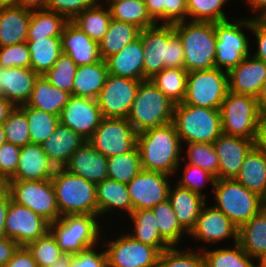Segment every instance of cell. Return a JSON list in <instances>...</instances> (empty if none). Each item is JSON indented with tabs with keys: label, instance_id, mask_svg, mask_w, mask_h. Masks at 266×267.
Segmentation results:
<instances>
[{
	"label": "cell",
	"instance_id": "56",
	"mask_svg": "<svg viewBox=\"0 0 266 267\" xmlns=\"http://www.w3.org/2000/svg\"><path fill=\"white\" fill-rule=\"evenodd\" d=\"M96 246L72 255L69 267H108L105 250L97 252Z\"/></svg>",
	"mask_w": 266,
	"mask_h": 267
},
{
	"label": "cell",
	"instance_id": "35",
	"mask_svg": "<svg viewBox=\"0 0 266 267\" xmlns=\"http://www.w3.org/2000/svg\"><path fill=\"white\" fill-rule=\"evenodd\" d=\"M30 50V68L38 75H44L58 60L61 51V36L27 38Z\"/></svg>",
	"mask_w": 266,
	"mask_h": 267
},
{
	"label": "cell",
	"instance_id": "11",
	"mask_svg": "<svg viewBox=\"0 0 266 267\" xmlns=\"http://www.w3.org/2000/svg\"><path fill=\"white\" fill-rule=\"evenodd\" d=\"M228 92L227 71L212 68L188 72L183 104L220 109Z\"/></svg>",
	"mask_w": 266,
	"mask_h": 267
},
{
	"label": "cell",
	"instance_id": "72",
	"mask_svg": "<svg viewBox=\"0 0 266 267\" xmlns=\"http://www.w3.org/2000/svg\"><path fill=\"white\" fill-rule=\"evenodd\" d=\"M266 25V13L259 18Z\"/></svg>",
	"mask_w": 266,
	"mask_h": 267
},
{
	"label": "cell",
	"instance_id": "61",
	"mask_svg": "<svg viewBox=\"0 0 266 267\" xmlns=\"http://www.w3.org/2000/svg\"><path fill=\"white\" fill-rule=\"evenodd\" d=\"M19 245L8 237L0 238V267H4L13 257Z\"/></svg>",
	"mask_w": 266,
	"mask_h": 267
},
{
	"label": "cell",
	"instance_id": "27",
	"mask_svg": "<svg viewBox=\"0 0 266 267\" xmlns=\"http://www.w3.org/2000/svg\"><path fill=\"white\" fill-rule=\"evenodd\" d=\"M85 142L78 133L59 122L54 134L42 144V148L56 168H64L71 155Z\"/></svg>",
	"mask_w": 266,
	"mask_h": 267
},
{
	"label": "cell",
	"instance_id": "60",
	"mask_svg": "<svg viewBox=\"0 0 266 267\" xmlns=\"http://www.w3.org/2000/svg\"><path fill=\"white\" fill-rule=\"evenodd\" d=\"M4 267H38L26 246H19Z\"/></svg>",
	"mask_w": 266,
	"mask_h": 267
},
{
	"label": "cell",
	"instance_id": "69",
	"mask_svg": "<svg viewBox=\"0 0 266 267\" xmlns=\"http://www.w3.org/2000/svg\"><path fill=\"white\" fill-rule=\"evenodd\" d=\"M256 99L260 112H266V82L263 84Z\"/></svg>",
	"mask_w": 266,
	"mask_h": 267
},
{
	"label": "cell",
	"instance_id": "51",
	"mask_svg": "<svg viewBox=\"0 0 266 267\" xmlns=\"http://www.w3.org/2000/svg\"><path fill=\"white\" fill-rule=\"evenodd\" d=\"M157 267H205L201 250L198 252L170 247L161 252Z\"/></svg>",
	"mask_w": 266,
	"mask_h": 267
},
{
	"label": "cell",
	"instance_id": "43",
	"mask_svg": "<svg viewBox=\"0 0 266 267\" xmlns=\"http://www.w3.org/2000/svg\"><path fill=\"white\" fill-rule=\"evenodd\" d=\"M68 20L61 14L47 9L33 10L27 38L61 36Z\"/></svg>",
	"mask_w": 266,
	"mask_h": 267
},
{
	"label": "cell",
	"instance_id": "1",
	"mask_svg": "<svg viewBox=\"0 0 266 267\" xmlns=\"http://www.w3.org/2000/svg\"><path fill=\"white\" fill-rule=\"evenodd\" d=\"M181 140L173 123L139 132L137 147L141 168L172 176L181 164ZM173 173V174H172Z\"/></svg>",
	"mask_w": 266,
	"mask_h": 267
},
{
	"label": "cell",
	"instance_id": "54",
	"mask_svg": "<svg viewBox=\"0 0 266 267\" xmlns=\"http://www.w3.org/2000/svg\"><path fill=\"white\" fill-rule=\"evenodd\" d=\"M99 0H47L46 9L63 15L72 21L81 11L96 6Z\"/></svg>",
	"mask_w": 266,
	"mask_h": 267
},
{
	"label": "cell",
	"instance_id": "24",
	"mask_svg": "<svg viewBox=\"0 0 266 267\" xmlns=\"http://www.w3.org/2000/svg\"><path fill=\"white\" fill-rule=\"evenodd\" d=\"M39 75L31 68L0 67V95L9 100L15 107L25 105Z\"/></svg>",
	"mask_w": 266,
	"mask_h": 267
},
{
	"label": "cell",
	"instance_id": "14",
	"mask_svg": "<svg viewBox=\"0 0 266 267\" xmlns=\"http://www.w3.org/2000/svg\"><path fill=\"white\" fill-rule=\"evenodd\" d=\"M141 82L109 73L96 99L102 116L127 118Z\"/></svg>",
	"mask_w": 266,
	"mask_h": 267
},
{
	"label": "cell",
	"instance_id": "5",
	"mask_svg": "<svg viewBox=\"0 0 266 267\" xmlns=\"http://www.w3.org/2000/svg\"><path fill=\"white\" fill-rule=\"evenodd\" d=\"M182 142L212 144L221 134L219 109L175 104L173 121Z\"/></svg>",
	"mask_w": 266,
	"mask_h": 267
},
{
	"label": "cell",
	"instance_id": "67",
	"mask_svg": "<svg viewBox=\"0 0 266 267\" xmlns=\"http://www.w3.org/2000/svg\"><path fill=\"white\" fill-rule=\"evenodd\" d=\"M246 2L247 4H249L251 10L253 11V14L257 12V16L255 14V16L252 17L253 19H258L266 13V0H246Z\"/></svg>",
	"mask_w": 266,
	"mask_h": 267
},
{
	"label": "cell",
	"instance_id": "42",
	"mask_svg": "<svg viewBox=\"0 0 266 267\" xmlns=\"http://www.w3.org/2000/svg\"><path fill=\"white\" fill-rule=\"evenodd\" d=\"M152 211L156 218L159 234L170 247H176L184 234L189 235L179 224L168 199L155 205Z\"/></svg>",
	"mask_w": 266,
	"mask_h": 267
},
{
	"label": "cell",
	"instance_id": "64",
	"mask_svg": "<svg viewBox=\"0 0 266 267\" xmlns=\"http://www.w3.org/2000/svg\"><path fill=\"white\" fill-rule=\"evenodd\" d=\"M148 14L158 24H164V0H144Z\"/></svg>",
	"mask_w": 266,
	"mask_h": 267
},
{
	"label": "cell",
	"instance_id": "49",
	"mask_svg": "<svg viewBox=\"0 0 266 267\" xmlns=\"http://www.w3.org/2000/svg\"><path fill=\"white\" fill-rule=\"evenodd\" d=\"M77 65L65 53H61L52 68L44 74L51 85L73 95V80Z\"/></svg>",
	"mask_w": 266,
	"mask_h": 267
},
{
	"label": "cell",
	"instance_id": "28",
	"mask_svg": "<svg viewBox=\"0 0 266 267\" xmlns=\"http://www.w3.org/2000/svg\"><path fill=\"white\" fill-rule=\"evenodd\" d=\"M205 199L206 197L177 184L174 189L169 188L168 200L174 209L179 224L188 234L196 225L197 218L206 204Z\"/></svg>",
	"mask_w": 266,
	"mask_h": 267
},
{
	"label": "cell",
	"instance_id": "47",
	"mask_svg": "<svg viewBox=\"0 0 266 267\" xmlns=\"http://www.w3.org/2000/svg\"><path fill=\"white\" fill-rule=\"evenodd\" d=\"M38 267L52 266L62 255L55 236L49 230L44 236L26 245Z\"/></svg>",
	"mask_w": 266,
	"mask_h": 267
},
{
	"label": "cell",
	"instance_id": "36",
	"mask_svg": "<svg viewBox=\"0 0 266 267\" xmlns=\"http://www.w3.org/2000/svg\"><path fill=\"white\" fill-rule=\"evenodd\" d=\"M141 29L137 26L111 18L109 27L103 39L99 42V52L105 61L117 54L126 45L140 37Z\"/></svg>",
	"mask_w": 266,
	"mask_h": 267
},
{
	"label": "cell",
	"instance_id": "71",
	"mask_svg": "<svg viewBox=\"0 0 266 267\" xmlns=\"http://www.w3.org/2000/svg\"><path fill=\"white\" fill-rule=\"evenodd\" d=\"M6 142L3 125H0V147Z\"/></svg>",
	"mask_w": 266,
	"mask_h": 267
},
{
	"label": "cell",
	"instance_id": "68",
	"mask_svg": "<svg viewBox=\"0 0 266 267\" xmlns=\"http://www.w3.org/2000/svg\"><path fill=\"white\" fill-rule=\"evenodd\" d=\"M72 255V253L63 252L59 259L50 267H69Z\"/></svg>",
	"mask_w": 266,
	"mask_h": 267
},
{
	"label": "cell",
	"instance_id": "7",
	"mask_svg": "<svg viewBox=\"0 0 266 267\" xmlns=\"http://www.w3.org/2000/svg\"><path fill=\"white\" fill-rule=\"evenodd\" d=\"M98 217L92 214L63 215L50 223V231L64 253L77 254L87 248L98 246L96 244L101 238Z\"/></svg>",
	"mask_w": 266,
	"mask_h": 267
},
{
	"label": "cell",
	"instance_id": "39",
	"mask_svg": "<svg viewBox=\"0 0 266 267\" xmlns=\"http://www.w3.org/2000/svg\"><path fill=\"white\" fill-rule=\"evenodd\" d=\"M103 5L104 3L102 5L99 3L94 7L84 9L72 20L74 24L97 43L103 39L111 20L108 6L104 8Z\"/></svg>",
	"mask_w": 266,
	"mask_h": 267
},
{
	"label": "cell",
	"instance_id": "59",
	"mask_svg": "<svg viewBox=\"0 0 266 267\" xmlns=\"http://www.w3.org/2000/svg\"><path fill=\"white\" fill-rule=\"evenodd\" d=\"M250 31L253 32L257 42V49L252 56L266 63V25L259 18H252Z\"/></svg>",
	"mask_w": 266,
	"mask_h": 267
},
{
	"label": "cell",
	"instance_id": "18",
	"mask_svg": "<svg viewBox=\"0 0 266 267\" xmlns=\"http://www.w3.org/2000/svg\"><path fill=\"white\" fill-rule=\"evenodd\" d=\"M189 235L208 244H217L232 237L235 244L238 242V227L222 211L205 204Z\"/></svg>",
	"mask_w": 266,
	"mask_h": 267
},
{
	"label": "cell",
	"instance_id": "29",
	"mask_svg": "<svg viewBox=\"0 0 266 267\" xmlns=\"http://www.w3.org/2000/svg\"><path fill=\"white\" fill-rule=\"evenodd\" d=\"M257 264L266 260V207L238 228V242Z\"/></svg>",
	"mask_w": 266,
	"mask_h": 267
},
{
	"label": "cell",
	"instance_id": "8",
	"mask_svg": "<svg viewBox=\"0 0 266 267\" xmlns=\"http://www.w3.org/2000/svg\"><path fill=\"white\" fill-rule=\"evenodd\" d=\"M219 111L223 134L255 139L260 114L256 98L228 90Z\"/></svg>",
	"mask_w": 266,
	"mask_h": 267
},
{
	"label": "cell",
	"instance_id": "53",
	"mask_svg": "<svg viewBox=\"0 0 266 267\" xmlns=\"http://www.w3.org/2000/svg\"><path fill=\"white\" fill-rule=\"evenodd\" d=\"M31 58L27 42L0 47V67L30 68Z\"/></svg>",
	"mask_w": 266,
	"mask_h": 267
},
{
	"label": "cell",
	"instance_id": "58",
	"mask_svg": "<svg viewBox=\"0 0 266 267\" xmlns=\"http://www.w3.org/2000/svg\"><path fill=\"white\" fill-rule=\"evenodd\" d=\"M187 20V0H164V24Z\"/></svg>",
	"mask_w": 266,
	"mask_h": 267
},
{
	"label": "cell",
	"instance_id": "62",
	"mask_svg": "<svg viewBox=\"0 0 266 267\" xmlns=\"http://www.w3.org/2000/svg\"><path fill=\"white\" fill-rule=\"evenodd\" d=\"M254 147L266 153V112H260Z\"/></svg>",
	"mask_w": 266,
	"mask_h": 267
},
{
	"label": "cell",
	"instance_id": "6",
	"mask_svg": "<svg viewBox=\"0 0 266 267\" xmlns=\"http://www.w3.org/2000/svg\"><path fill=\"white\" fill-rule=\"evenodd\" d=\"M212 189L216 200L214 207L222 211L238 228L266 207V201L262 197L235 179H216Z\"/></svg>",
	"mask_w": 266,
	"mask_h": 267
},
{
	"label": "cell",
	"instance_id": "2",
	"mask_svg": "<svg viewBox=\"0 0 266 267\" xmlns=\"http://www.w3.org/2000/svg\"><path fill=\"white\" fill-rule=\"evenodd\" d=\"M173 27L183 45L187 72L215 68V23L185 20Z\"/></svg>",
	"mask_w": 266,
	"mask_h": 267
},
{
	"label": "cell",
	"instance_id": "55",
	"mask_svg": "<svg viewBox=\"0 0 266 267\" xmlns=\"http://www.w3.org/2000/svg\"><path fill=\"white\" fill-rule=\"evenodd\" d=\"M21 147L5 142L0 147V184L5 185L16 173Z\"/></svg>",
	"mask_w": 266,
	"mask_h": 267
},
{
	"label": "cell",
	"instance_id": "17",
	"mask_svg": "<svg viewBox=\"0 0 266 267\" xmlns=\"http://www.w3.org/2000/svg\"><path fill=\"white\" fill-rule=\"evenodd\" d=\"M103 116L96 99L71 95L59 115V122L87 141L100 125Z\"/></svg>",
	"mask_w": 266,
	"mask_h": 267
},
{
	"label": "cell",
	"instance_id": "20",
	"mask_svg": "<svg viewBox=\"0 0 266 267\" xmlns=\"http://www.w3.org/2000/svg\"><path fill=\"white\" fill-rule=\"evenodd\" d=\"M227 73L229 91L257 98L266 82V63L249 55Z\"/></svg>",
	"mask_w": 266,
	"mask_h": 267
},
{
	"label": "cell",
	"instance_id": "45",
	"mask_svg": "<svg viewBox=\"0 0 266 267\" xmlns=\"http://www.w3.org/2000/svg\"><path fill=\"white\" fill-rule=\"evenodd\" d=\"M141 170L140 153L137 146L127 153L108 158V179L128 184Z\"/></svg>",
	"mask_w": 266,
	"mask_h": 267
},
{
	"label": "cell",
	"instance_id": "63",
	"mask_svg": "<svg viewBox=\"0 0 266 267\" xmlns=\"http://www.w3.org/2000/svg\"><path fill=\"white\" fill-rule=\"evenodd\" d=\"M10 193L4 185L0 186V238L5 235V218L8 211Z\"/></svg>",
	"mask_w": 266,
	"mask_h": 267
},
{
	"label": "cell",
	"instance_id": "50",
	"mask_svg": "<svg viewBox=\"0 0 266 267\" xmlns=\"http://www.w3.org/2000/svg\"><path fill=\"white\" fill-rule=\"evenodd\" d=\"M6 142L19 147L30 144L29 125L25 112L15 107L3 123Z\"/></svg>",
	"mask_w": 266,
	"mask_h": 267
},
{
	"label": "cell",
	"instance_id": "73",
	"mask_svg": "<svg viewBox=\"0 0 266 267\" xmlns=\"http://www.w3.org/2000/svg\"><path fill=\"white\" fill-rule=\"evenodd\" d=\"M260 267H266V260L260 265Z\"/></svg>",
	"mask_w": 266,
	"mask_h": 267
},
{
	"label": "cell",
	"instance_id": "31",
	"mask_svg": "<svg viewBox=\"0 0 266 267\" xmlns=\"http://www.w3.org/2000/svg\"><path fill=\"white\" fill-rule=\"evenodd\" d=\"M235 180L266 201V153L253 147Z\"/></svg>",
	"mask_w": 266,
	"mask_h": 267
},
{
	"label": "cell",
	"instance_id": "21",
	"mask_svg": "<svg viewBox=\"0 0 266 267\" xmlns=\"http://www.w3.org/2000/svg\"><path fill=\"white\" fill-rule=\"evenodd\" d=\"M144 51V80H150L166 68L168 25L155 26L140 31Z\"/></svg>",
	"mask_w": 266,
	"mask_h": 267
},
{
	"label": "cell",
	"instance_id": "13",
	"mask_svg": "<svg viewBox=\"0 0 266 267\" xmlns=\"http://www.w3.org/2000/svg\"><path fill=\"white\" fill-rule=\"evenodd\" d=\"M122 234L104 243L108 267H157L161 252L156 247L138 242L129 234Z\"/></svg>",
	"mask_w": 266,
	"mask_h": 267
},
{
	"label": "cell",
	"instance_id": "37",
	"mask_svg": "<svg viewBox=\"0 0 266 267\" xmlns=\"http://www.w3.org/2000/svg\"><path fill=\"white\" fill-rule=\"evenodd\" d=\"M134 231L129 234L134 240L156 247L160 252L170 248L161 238L152 209L132 211L129 215Z\"/></svg>",
	"mask_w": 266,
	"mask_h": 267
},
{
	"label": "cell",
	"instance_id": "65",
	"mask_svg": "<svg viewBox=\"0 0 266 267\" xmlns=\"http://www.w3.org/2000/svg\"><path fill=\"white\" fill-rule=\"evenodd\" d=\"M14 108L15 106L9 100L0 95V125H3Z\"/></svg>",
	"mask_w": 266,
	"mask_h": 267
},
{
	"label": "cell",
	"instance_id": "66",
	"mask_svg": "<svg viewBox=\"0 0 266 267\" xmlns=\"http://www.w3.org/2000/svg\"><path fill=\"white\" fill-rule=\"evenodd\" d=\"M47 0H17V6L29 10L46 9ZM35 8V9H34Z\"/></svg>",
	"mask_w": 266,
	"mask_h": 267
},
{
	"label": "cell",
	"instance_id": "40",
	"mask_svg": "<svg viewBox=\"0 0 266 267\" xmlns=\"http://www.w3.org/2000/svg\"><path fill=\"white\" fill-rule=\"evenodd\" d=\"M208 247L200 248L205 262V267H260V264L255 265L254 260L250 257L238 244H233V247L207 249Z\"/></svg>",
	"mask_w": 266,
	"mask_h": 267
},
{
	"label": "cell",
	"instance_id": "25",
	"mask_svg": "<svg viewBox=\"0 0 266 267\" xmlns=\"http://www.w3.org/2000/svg\"><path fill=\"white\" fill-rule=\"evenodd\" d=\"M55 170L42 145L30 143L21 147L16 173L10 180H48Z\"/></svg>",
	"mask_w": 266,
	"mask_h": 267
},
{
	"label": "cell",
	"instance_id": "44",
	"mask_svg": "<svg viewBox=\"0 0 266 267\" xmlns=\"http://www.w3.org/2000/svg\"><path fill=\"white\" fill-rule=\"evenodd\" d=\"M26 114L29 125L30 143L42 145L54 134L59 123V116L31 106H19Z\"/></svg>",
	"mask_w": 266,
	"mask_h": 267
},
{
	"label": "cell",
	"instance_id": "33",
	"mask_svg": "<svg viewBox=\"0 0 266 267\" xmlns=\"http://www.w3.org/2000/svg\"><path fill=\"white\" fill-rule=\"evenodd\" d=\"M96 199L99 217L115 209L123 210L128 215L132 213V201L127 184L108 178L104 179L96 184Z\"/></svg>",
	"mask_w": 266,
	"mask_h": 267
},
{
	"label": "cell",
	"instance_id": "26",
	"mask_svg": "<svg viewBox=\"0 0 266 267\" xmlns=\"http://www.w3.org/2000/svg\"><path fill=\"white\" fill-rule=\"evenodd\" d=\"M144 51L141 37L126 45L105 62L110 74L144 81Z\"/></svg>",
	"mask_w": 266,
	"mask_h": 267
},
{
	"label": "cell",
	"instance_id": "30",
	"mask_svg": "<svg viewBox=\"0 0 266 267\" xmlns=\"http://www.w3.org/2000/svg\"><path fill=\"white\" fill-rule=\"evenodd\" d=\"M31 13L20 6L0 8V47L26 42Z\"/></svg>",
	"mask_w": 266,
	"mask_h": 267
},
{
	"label": "cell",
	"instance_id": "41",
	"mask_svg": "<svg viewBox=\"0 0 266 267\" xmlns=\"http://www.w3.org/2000/svg\"><path fill=\"white\" fill-rule=\"evenodd\" d=\"M187 75L184 68H164L150 80L174 104H178L186 95Z\"/></svg>",
	"mask_w": 266,
	"mask_h": 267
},
{
	"label": "cell",
	"instance_id": "19",
	"mask_svg": "<svg viewBox=\"0 0 266 267\" xmlns=\"http://www.w3.org/2000/svg\"><path fill=\"white\" fill-rule=\"evenodd\" d=\"M212 144L219 159V179H235L254 140L222 133Z\"/></svg>",
	"mask_w": 266,
	"mask_h": 267
},
{
	"label": "cell",
	"instance_id": "52",
	"mask_svg": "<svg viewBox=\"0 0 266 267\" xmlns=\"http://www.w3.org/2000/svg\"><path fill=\"white\" fill-rule=\"evenodd\" d=\"M183 176L179 178L176 183L178 186L182 188H186L195 192L203 197L205 195L202 192L203 185L211 184L213 187L216 178L210 174L208 171L203 170L202 168H198L197 166L191 165L189 163H185ZM202 182V183H201Z\"/></svg>",
	"mask_w": 266,
	"mask_h": 267
},
{
	"label": "cell",
	"instance_id": "34",
	"mask_svg": "<svg viewBox=\"0 0 266 267\" xmlns=\"http://www.w3.org/2000/svg\"><path fill=\"white\" fill-rule=\"evenodd\" d=\"M106 62L78 66L73 82V95L97 99L108 77Z\"/></svg>",
	"mask_w": 266,
	"mask_h": 267
},
{
	"label": "cell",
	"instance_id": "16",
	"mask_svg": "<svg viewBox=\"0 0 266 267\" xmlns=\"http://www.w3.org/2000/svg\"><path fill=\"white\" fill-rule=\"evenodd\" d=\"M169 176L157 171L141 170L128 184L132 211L152 209L168 199Z\"/></svg>",
	"mask_w": 266,
	"mask_h": 267
},
{
	"label": "cell",
	"instance_id": "4",
	"mask_svg": "<svg viewBox=\"0 0 266 267\" xmlns=\"http://www.w3.org/2000/svg\"><path fill=\"white\" fill-rule=\"evenodd\" d=\"M175 104L151 80L140 83L127 117L139 133L172 123Z\"/></svg>",
	"mask_w": 266,
	"mask_h": 267
},
{
	"label": "cell",
	"instance_id": "15",
	"mask_svg": "<svg viewBox=\"0 0 266 267\" xmlns=\"http://www.w3.org/2000/svg\"><path fill=\"white\" fill-rule=\"evenodd\" d=\"M50 230V223L37 215L33 210L9 201L5 218V235L13 239L19 246L44 236Z\"/></svg>",
	"mask_w": 266,
	"mask_h": 267
},
{
	"label": "cell",
	"instance_id": "48",
	"mask_svg": "<svg viewBox=\"0 0 266 267\" xmlns=\"http://www.w3.org/2000/svg\"><path fill=\"white\" fill-rule=\"evenodd\" d=\"M188 155L187 163L208 171L216 179H219V159L213 144L208 143H186Z\"/></svg>",
	"mask_w": 266,
	"mask_h": 267
},
{
	"label": "cell",
	"instance_id": "57",
	"mask_svg": "<svg viewBox=\"0 0 266 267\" xmlns=\"http://www.w3.org/2000/svg\"><path fill=\"white\" fill-rule=\"evenodd\" d=\"M166 68H184L183 45L174 31L173 25H168Z\"/></svg>",
	"mask_w": 266,
	"mask_h": 267
},
{
	"label": "cell",
	"instance_id": "70",
	"mask_svg": "<svg viewBox=\"0 0 266 267\" xmlns=\"http://www.w3.org/2000/svg\"><path fill=\"white\" fill-rule=\"evenodd\" d=\"M13 6H17V0H0V8Z\"/></svg>",
	"mask_w": 266,
	"mask_h": 267
},
{
	"label": "cell",
	"instance_id": "22",
	"mask_svg": "<svg viewBox=\"0 0 266 267\" xmlns=\"http://www.w3.org/2000/svg\"><path fill=\"white\" fill-rule=\"evenodd\" d=\"M61 51L67 54L77 66L89 65L102 60L99 43L92 40L72 21H68L63 28Z\"/></svg>",
	"mask_w": 266,
	"mask_h": 267
},
{
	"label": "cell",
	"instance_id": "38",
	"mask_svg": "<svg viewBox=\"0 0 266 267\" xmlns=\"http://www.w3.org/2000/svg\"><path fill=\"white\" fill-rule=\"evenodd\" d=\"M104 3H108L111 18L115 20L133 24L141 30L157 24L148 14L144 1L105 0Z\"/></svg>",
	"mask_w": 266,
	"mask_h": 267
},
{
	"label": "cell",
	"instance_id": "3",
	"mask_svg": "<svg viewBox=\"0 0 266 267\" xmlns=\"http://www.w3.org/2000/svg\"><path fill=\"white\" fill-rule=\"evenodd\" d=\"M60 216L67 214L98 215L96 184L56 168L51 178Z\"/></svg>",
	"mask_w": 266,
	"mask_h": 267
},
{
	"label": "cell",
	"instance_id": "9",
	"mask_svg": "<svg viewBox=\"0 0 266 267\" xmlns=\"http://www.w3.org/2000/svg\"><path fill=\"white\" fill-rule=\"evenodd\" d=\"M233 21V22H232ZM215 23V68L229 71L250 55V43L243 29H252V18ZM246 27V28H245Z\"/></svg>",
	"mask_w": 266,
	"mask_h": 267
},
{
	"label": "cell",
	"instance_id": "32",
	"mask_svg": "<svg viewBox=\"0 0 266 267\" xmlns=\"http://www.w3.org/2000/svg\"><path fill=\"white\" fill-rule=\"evenodd\" d=\"M70 96V93L51 85L44 75H39L25 105L59 116Z\"/></svg>",
	"mask_w": 266,
	"mask_h": 267
},
{
	"label": "cell",
	"instance_id": "46",
	"mask_svg": "<svg viewBox=\"0 0 266 267\" xmlns=\"http://www.w3.org/2000/svg\"><path fill=\"white\" fill-rule=\"evenodd\" d=\"M228 0H187V18L190 21L223 22L228 21L222 7Z\"/></svg>",
	"mask_w": 266,
	"mask_h": 267
},
{
	"label": "cell",
	"instance_id": "10",
	"mask_svg": "<svg viewBox=\"0 0 266 267\" xmlns=\"http://www.w3.org/2000/svg\"><path fill=\"white\" fill-rule=\"evenodd\" d=\"M4 186L14 202L30 208L48 223H53L61 217L51 179L9 180Z\"/></svg>",
	"mask_w": 266,
	"mask_h": 267
},
{
	"label": "cell",
	"instance_id": "23",
	"mask_svg": "<svg viewBox=\"0 0 266 267\" xmlns=\"http://www.w3.org/2000/svg\"><path fill=\"white\" fill-rule=\"evenodd\" d=\"M108 158L93 148L87 141L70 157L64 168L94 184L107 179Z\"/></svg>",
	"mask_w": 266,
	"mask_h": 267
},
{
	"label": "cell",
	"instance_id": "12",
	"mask_svg": "<svg viewBox=\"0 0 266 267\" xmlns=\"http://www.w3.org/2000/svg\"><path fill=\"white\" fill-rule=\"evenodd\" d=\"M138 132L127 118H105L87 142L107 158L131 151L137 146Z\"/></svg>",
	"mask_w": 266,
	"mask_h": 267
}]
</instances>
